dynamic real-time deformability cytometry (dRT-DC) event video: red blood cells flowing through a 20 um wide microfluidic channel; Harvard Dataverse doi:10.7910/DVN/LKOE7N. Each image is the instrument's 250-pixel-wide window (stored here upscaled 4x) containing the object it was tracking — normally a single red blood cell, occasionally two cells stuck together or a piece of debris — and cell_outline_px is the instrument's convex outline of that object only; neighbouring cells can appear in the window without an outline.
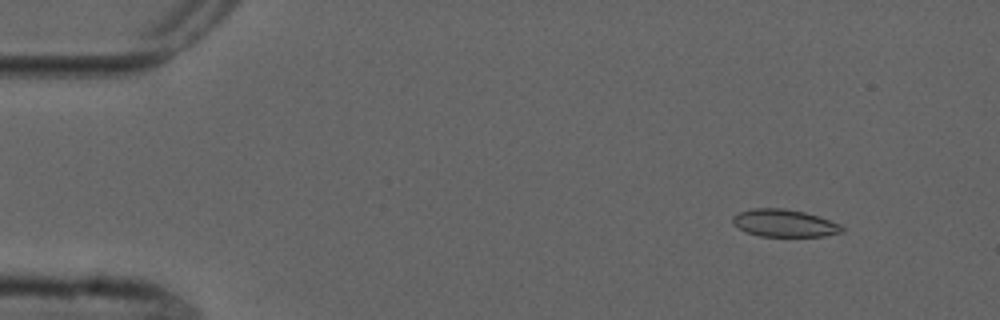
{"species": "common noctule bat (a hibernating species)", "species_latin": "Nyctalus noctula", "temperature_condition": "cold", "stored_images_in_passage": 3, "camera_frame_rate_fps": 3000, "um_per_image_px": 0.085, "animal": {"sex": "male", "forearm_length_mm": 52.5}, "frame": {"image": 1, "passage_image": 1, "time_ms": 0.0, "image_size_px": [1000, 320], "cell_outline_px": [[844, 232], [824, 236], [760, 236], [744, 232], [732, 224], [732, 216], [740, 212], [752, 208], [784, 208], [804, 212], [820, 216], [840, 224], [844, 228]], "centroid_in_image_um": [66.66, 18.97], "position_along_channel_um": 18.3, "area_um2": 17.69}}